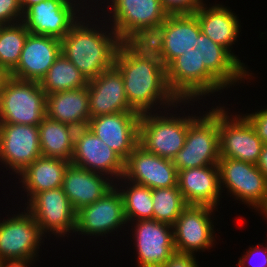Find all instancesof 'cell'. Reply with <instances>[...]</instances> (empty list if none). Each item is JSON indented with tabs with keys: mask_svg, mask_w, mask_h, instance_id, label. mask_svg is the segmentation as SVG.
<instances>
[{
	"mask_svg": "<svg viewBox=\"0 0 267 267\" xmlns=\"http://www.w3.org/2000/svg\"><path fill=\"white\" fill-rule=\"evenodd\" d=\"M166 78L179 101H198L201 105L200 100L206 101L207 96L236 88L246 80L249 83L255 76L201 31L190 48L166 67Z\"/></svg>",
	"mask_w": 267,
	"mask_h": 267,
	"instance_id": "6da1fadb",
	"label": "cell"
},
{
	"mask_svg": "<svg viewBox=\"0 0 267 267\" xmlns=\"http://www.w3.org/2000/svg\"><path fill=\"white\" fill-rule=\"evenodd\" d=\"M114 67L122 74L131 111L159 112L179 102L169 89L166 67L146 42H121Z\"/></svg>",
	"mask_w": 267,
	"mask_h": 267,
	"instance_id": "7a4b0ae2",
	"label": "cell"
},
{
	"mask_svg": "<svg viewBox=\"0 0 267 267\" xmlns=\"http://www.w3.org/2000/svg\"><path fill=\"white\" fill-rule=\"evenodd\" d=\"M93 13L86 12L61 39V53L88 81L114 66L122 42L107 21Z\"/></svg>",
	"mask_w": 267,
	"mask_h": 267,
	"instance_id": "3957f363",
	"label": "cell"
},
{
	"mask_svg": "<svg viewBox=\"0 0 267 267\" xmlns=\"http://www.w3.org/2000/svg\"><path fill=\"white\" fill-rule=\"evenodd\" d=\"M106 4L98 15L102 13L122 42H146L169 15L160 0H107Z\"/></svg>",
	"mask_w": 267,
	"mask_h": 267,
	"instance_id": "277c9868",
	"label": "cell"
},
{
	"mask_svg": "<svg viewBox=\"0 0 267 267\" xmlns=\"http://www.w3.org/2000/svg\"><path fill=\"white\" fill-rule=\"evenodd\" d=\"M195 102L179 101L168 109L142 114L139 120V145L150 153L172 160L183 148L190 125V113H185V107L190 111V105L198 106Z\"/></svg>",
	"mask_w": 267,
	"mask_h": 267,
	"instance_id": "5b68a950",
	"label": "cell"
},
{
	"mask_svg": "<svg viewBox=\"0 0 267 267\" xmlns=\"http://www.w3.org/2000/svg\"><path fill=\"white\" fill-rule=\"evenodd\" d=\"M198 111L197 114H190L185 144L172 159L177 171L218 165L220 159L218 106L214 105L211 108L206 106V111L202 112L201 109Z\"/></svg>",
	"mask_w": 267,
	"mask_h": 267,
	"instance_id": "8992f818",
	"label": "cell"
},
{
	"mask_svg": "<svg viewBox=\"0 0 267 267\" xmlns=\"http://www.w3.org/2000/svg\"><path fill=\"white\" fill-rule=\"evenodd\" d=\"M46 117V94L37 81L11 77L0 93V124L38 126Z\"/></svg>",
	"mask_w": 267,
	"mask_h": 267,
	"instance_id": "52a82bcc",
	"label": "cell"
},
{
	"mask_svg": "<svg viewBox=\"0 0 267 267\" xmlns=\"http://www.w3.org/2000/svg\"><path fill=\"white\" fill-rule=\"evenodd\" d=\"M221 192L259 213L267 203V179L256 164L220 157Z\"/></svg>",
	"mask_w": 267,
	"mask_h": 267,
	"instance_id": "ba28073f",
	"label": "cell"
},
{
	"mask_svg": "<svg viewBox=\"0 0 267 267\" xmlns=\"http://www.w3.org/2000/svg\"><path fill=\"white\" fill-rule=\"evenodd\" d=\"M23 210L21 213L12 210L13 214L6 215L7 219H0V259L3 261L39 259V249L48 238L33 215L25 207Z\"/></svg>",
	"mask_w": 267,
	"mask_h": 267,
	"instance_id": "9c48e42d",
	"label": "cell"
},
{
	"mask_svg": "<svg viewBox=\"0 0 267 267\" xmlns=\"http://www.w3.org/2000/svg\"><path fill=\"white\" fill-rule=\"evenodd\" d=\"M221 104H217L220 157L256 164L264 145L262 140L242 113H231Z\"/></svg>",
	"mask_w": 267,
	"mask_h": 267,
	"instance_id": "30bf717a",
	"label": "cell"
},
{
	"mask_svg": "<svg viewBox=\"0 0 267 267\" xmlns=\"http://www.w3.org/2000/svg\"><path fill=\"white\" fill-rule=\"evenodd\" d=\"M216 211L219 212L211 206L187 205L173 225L175 251L196 255L215 247Z\"/></svg>",
	"mask_w": 267,
	"mask_h": 267,
	"instance_id": "8fae6325",
	"label": "cell"
},
{
	"mask_svg": "<svg viewBox=\"0 0 267 267\" xmlns=\"http://www.w3.org/2000/svg\"><path fill=\"white\" fill-rule=\"evenodd\" d=\"M127 225L123 198L114 185L96 202L77 211L74 236L83 234L96 239L100 236L108 237L109 234H115V231L120 232L119 230L124 228L127 231Z\"/></svg>",
	"mask_w": 267,
	"mask_h": 267,
	"instance_id": "7c38bea8",
	"label": "cell"
},
{
	"mask_svg": "<svg viewBox=\"0 0 267 267\" xmlns=\"http://www.w3.org/2000/svg\"><path fill=\"white\" fill-rule=\"evenodd\" d=\"M26 205L46 236L68 239L75 233L77 212L62 187L37 193Z\"/></svg>",
	"mask_w": 267,
	"mask_h": 267,
	"instance_id": "4fadbf2b",
	"label": "cell"
},
{
	"mask_svg": "<svg viewBox=\"0 0 267 267\" xmlns=\"http://www.w3.org/2000/svg\"><path fill=\"white\" fill-rule=\"evenodd\" d=\"M86 12L74 0H44L30 6L22 22L32 34L61 40Z\"/></svg>",
	"mask_w": 267,
	"mask_h": 267,
	"instance_id": "5bb4252c",
	"label": "cell"
},
{
	"mask_svg": "<svg viewBox=\"0 0 267 267\" xmlns=\"http://www.w3.org/2000/svg\"><path fill=\"white\" fill-rule=\"evenodd\" d=\"M128 226L137 267H161L175 253L173 226L154 219L129 222Z\"/></svg>",
	"mask_w": 267,
	"mask_h": 267,
	"instance_id": "9a60e30c",
	"label": "cell"
},
{
	"mask_svg": "<svg viewBox=\"0 0 267 267\" xmlns=\"http://www.w3.org/2000/svg\"><path fill=\"white\" fill-rule=\"evenodd\" d=\"M200 32L201 27L194 14H169L146 43L167 67L190 48Z\"/></svg>",
	"mask_w": 267,
	"mask_h": 267,
	"instance_id": "2e32d148",
	"label": "cell"
},
{
	"mask_svg": "<svg viewBox=\"0 0 267 267\" xmlns=\"http://www.w3.org/2000/svg\"><path fill=\"white\" fill-rule=\"evenodd\" d=\"M41 155L38 126L0 124V163L11 175H18Z\"/></svg>",
	"mask_w": 267,
	"mask_h": 267,
	"instance_id": "e0dca14e",
	"label": "cell"
},
{
	"mask_svg": "<svg viewBox=\"0 0 267 267\" xmlns=\"http://www.w3.org/2000/svg\"><path fill=\"white\" fill-rule=\"evenodd\" d=\"M71 164L103 174L114 183L124 172V160L88 127L76 129Z\"/></svg>",
	"mask_w": 267,
	"mask_h": 267,
	"instance_id": "ac0fdd59",
	"label": "cell"
},
{
	"mask_svg": "<svg viewBox=\"0 0 267 267\" xmlns=\"http://www.w3.org/2000/svg\"><path fill=\"white\" fill-rule=\"evenodd\" d=\"M123 179L150 189L177 186L173 161L148 152L139 144L124 161Z\"/></svg>",
	"mask_w": 267,
	"mask_h": 267,
	"instance_id": "d6986e66",
	"label": "cell"
},
{
	"mask_svg": "<svg viewBox=\"0 0 267 267\" xmlns=\"http://www.w3.org/2000/svg\"><path fill=\"white\" fill-rule=\"evenodd\" d=\"M136 112H117L90 118L87 127L124 161L139 144V120Z\"/></svg>",
	"mask_w": 267,
	"mask_h": 267,
	"instance_id": "ffe728a7",
	"label": "cell"
},
{
	"mask_svg": "<svg viewBox=\"0 0 267 267\" xmlns=\"http://www.w3.org/2000/svg\"><path fill=\"white\" fill-rule=\"evenodd\" d=\"M60 54V39L29 33L11 77L40 82Z\"/></svg>",
	"mask_w": 267,
	"mask_h": 267,
	"instance_id": "44dd1931",
	"label": "cell"
},
{
	"mask_svg": "<svg viewBox=\"0 0 267 267\" xmlns=\"http://www.w3.org/2000/svg\"><path fill=\"white\" fill-rule=\"evenodd\" d=\"M204 2L193 14L197 17L201 31L215 43L225 47L248 71L249 67L234 54L233 44L240 37L241 24L237 14L223 3ZM213 4V5H212Z\"/></svg>",
	"mask_w": 267,
	"mask_h": 267,
	"instance_id": "7402d4cb",
	"label": "cell"
},
{
	"mask_svg": "<svg viewBox=\"0 0 267 267\" xmlns=\"http://www.w3.org/2000/svg\"><path fill=\"white\" fill-rule=\"evenodd\" d=\"M90 118L131 111L122 74L113 66L88 82Z\"/></svg>",
	"mask_w": 267,
	"mask_h": 267,
	"instance_id": "603a6c76",
	"label": "cell"
},
{
	"mask_svg": "<svg viewBox=\"0 0 267 267\" xmlns=\"http://www.w3.org/2000/svg\"><path fill=\"white\" fill-rule=\"evenodd\" d=\"M177 185L187 205H205L219 209L223 197L218 165L179 170Z\"/></svg>",
	"mask_w": 267,
	"mask_h": 267,
	"instance_id": "cb8c5ba5",
	"label": "cell"
},
{
	"mask_svg": "<svg viewBox=\"0 0 267 267\" xmlns=\"http://www.w3.org/2000/svg\"><path fill=\"white\" fill-rule=\"evenodd\" d=\"M114 186L107 176L69 164L63 176L62 189L74 210L91 205Z\"/></svg>",
	"mask_w": 267,
	"mask_h": 267,
	"instance_id": "d4e9b609",
	"label": "cell"
},
{
	"mask_svg": "<svg viewBox=\"0 0 267 267\" xmlns=\"http://www.w3.org/2000/svg\"><path fill=\"white\" fill-rule=\"evenodd\" d=\"M69 164V161L41 155L15 176L19 181L16 184L20 183L22 186L19 190L22 188L21 192L27 194L23 206H26L37 193L62 187L63 176Z\"/></svg>",
	"mask_w": 267,
	"mask_h": 267,
	"instance_id": "484cf974",
	"label": "cell"
},
{
	"mask_svg": "<svg viewBox=\"0 0 267 267\" xmlns=\"http://www.w3.org/2000/svg\"><path fill=\"white\" fill-rule=\"evenodd\" d=\"M46 116L78 128L90 120L88 86L46 95Z\"/></svg>",
	"mask_w": 267,
	"mask_h": 267,
	"instance_id": "4316f807",
	"label": "cell"
},
{
	"mask_svg": "<svg viewBox=\"0 0 267 267\" xmlns=\"http://www.w3.org/2000/svg\"><path fill=\"white\" fill-rule=\"evenodd\" d=\"M42 156L69 161L74 149L76 128L47 116L38 125Z\"/></svg>",
	"mask_w": 267,
	"mask_h": 267,
	"instance_id": "83f0119b",
	"label": "cell"
},
{
	"mask_svg": "<svg viewBox=\"0 0 267 267\" xmlns=\"http://www.w3.org/2000/svg\"><path fill=\"white\" fill-rule=\"evenodd\" d=\"M88 80L62 53L54 61L46 75L41 79L40 86L46 95L88 86Z\"/></svg>",
	"mask_w": 267,
	"mask_h": 267,
	"instance_id": "f1b7e54d",
	"label": "cell"
},
{
	"mask_svg": "<svg viewBox=\"0 0 267 267\" xmlns=\"http://www.w3.org/2000/svg\"><path fill=\"white\" fill-rule=\"evenodd\" d=\"M114 185L120 191L124 202L127 222L153 219L152 189L122 177Z\"/></svg>",
	"mask_w": 267,
	"mask_h": 267,
	"instance_id": "f546056e",
	"label": "cell"
},
{
	"mask_svg": "<svg viewBox=\"0 0 267 267\" xmlns=\"http://www.w3.org/2000/svg\"><path fill=\"white\" fill-rule=\"evenodd\" d=\"M29 30L21 21L0 27V65L10 72L17 66Z\"/></svg>",
	"mask_w": 267,
	"mask_h": 267,
	"instance_id": "4dcf8cb0",
	"label": "cell"
},
{
	"mask_svg": "<svg viewBox=\"0 0 267 267\" xmlns=\"http://www.w3.org/2000/svg\"><path fill=\"white\" fill-rule=\"evenodd\" d=\"M153 219L173 226L187 206L177 186L152 189Z\"/></svg>",
	"mask_w": 267,
	"mask_h": 267,
	"instance_id": "1f68e13d",
	"label": "cell"
},
{
	"mask_svg": "<svg viewBox=\"0 0 267 267\" xmlns=\"http://www.w3.org/2000/svg\"><path fill=\"white\" fill-rule=\"evenodd\" d=\"M260 244L254 245L253 247L250 246L244 254H241L243 256L238 258L236 267H267V245ZM253 258L258 259L254 260Z\"/></svg>",
	"mask_w": 267,
	"mask_h": 267,
	"instance_id": "d6a6232c",
	"label": "cell"
},
{
	"mask_svg": "<svg viewBox=\"0 0 267 267\" xmlns=\"http://www.w3.org/2000/svg\"><path fill=\"white\" fill-rule=\"evenodd\" d=\"M21 0H0V24H15L22 21Z\"/></svg>",
	"mask_w": 267,
	"mask_h": 267,
	"instance_id": "836d02e7",
	"label": "cell"
},
{
	"mask_svg": "<svg viewBox=\"0 0 267 267\" xmlns=\"http://www.w3.org/2000/svg\"><path fill=\"white\" fill-rule=\"evenodd\" d=\"M169 14H193L204 0H160Z\"/></svg>",
	"mask_w": 267,
	"mask_h": 267,
	"instance_id": "e575fe53",
	"label": "cell"
},
{
	"mask_svg": "<svg viewBox=\"0 0 267 267\" xmlns=\"http://www.w3.org/2000/svg\"><path fill=\"white\" fill-rule=\"evenodd\" d=\"M255 129L257 136L267 145V106L252 113L243 114Z\"/></svg>",
	"mask_w": 267,
	"mask_h": 267,
	"instance_id": "d590c367",
	"label": "cell"
},
{
	"mask_svg": "<svg viewBox=\"0 0 267 267\" xmlns=\"http://www.w3.org/2000/svg\"><path fill=\"white\" fill-rule=\"evenodd\" d=\"M196 255L176 252L161 267H201Z\"/></svg>",
	"mask_w": 267,
	"mask_h": 267,
	"instance_id": "8d00e7d4",
	"label": "cell"
},
{
	"mask_svg": "<svg viewBox=\"0 0 267 267\" xmlns=\"http://www.w3.org/2000/svg\"><path fill=\"white\" fill-rule=\"evenodd\" d=\"M75 2H77L85 11H87V12H94V9H95V11L97 12L99 9H100V5H101V7H102V3L103 4H105L106 3V0H74ZM87 1L89 2V3H87ZM100 1V3H98ZM95 4H94V3ZM97 4V5H96ZM91 6V7H90ZM96 7H97V9H96ZM88 10H87V9ZM90 8V9H89ZM92 10V11H91Z\"/></svg>",
	"mask_w": 267,
	"mask_h": 267,
	"instance_id": "74e56055",
	"label": "cell"
},
{
	"mask_svg": "<svg viewBox=\"0 0 267 267\" xmlns=\"http://www.w3.org/2000/svg\"><path fill=\"white\" fill-rule=\"evenodd\" d=\"M258 169L264 174L267 179V145L264 144L261 149L259 159L256 163Z\"/></svg>",
	"mask_w": 267,
	"mask_h": 267,
	"instance_id": "f35d334b",
	"label": "cell"
},
{
	"mask_svg": "<svg viewBox=\"0 0 267 267\" xmlns=\"http://www.w3.org/2000/svg\"><path fill=\"white\" fill-rule=\"evenodd\" d=\"M36 260L39 259H32V260H4L2 267H30L33 266Z\"/></svg>",
	"mask_w": 267,
	"mask_h": 267,
	"instance_id": "ab89813d",
	"label": "cell"
},
{
	"mask_svg": "<svg viewBox=\"0 0 267 267\" xmlns=\"http://www.w3.org/2000/svg\"><path fill=\"white\" fill-rule=\"evenodd\" d=\"M10 78L11 72L5 66L0 65V93L5 88Z\"/></svg>",
	"mask_w": 267,
	"mask_h": 267,
	"instance_id": "60d3db41",
	"label": "cell"
},
{
	"mask_svg": "<svg viewBox=\"0 0 267 267\" xmlns=\"http://www.w3.org/2000/svg\"><path fill=\"white\" fill-rule=\"evenodd\" d=\"M41 1H44V0H21V7H22V10H23V13L32 5H35V4H38L40 3Z\"/></svg>",
	"mask_w": 267,
	"mask_h": 267,
	"instance_id": "b9f144b4",
	"label": "cell"
},
{
	"mask_svg": "<svg viewBox=\"0 0 267 267\" xmlns=\"http://www.w3.org/2000/svg\"><path fill=\"white\" fill-rule=\"evenodd\" d=\"M259 214H260V216L263 215V220L265 218H266L265 220H267V203H266L265 207L259 212Z\"/></svg>",
	"mask_w": 267,
	"mask_h": 267,
	"instance_id": "7bdbcfd3",
	"label": "cell"
},
{
	"mask_svg": "<svg viewBox=\"0 0 267 267\" xmlns=\"http://www.w3.org/2000/svg\"><path fill=\"white\" fill-rule=\"evenodd\" d=\"M3 264V260L0 259V267H2Z\"/></svg>",
	"mask_w": 267,
	"mask_h": 267,
	"instance_id": "ee69618b",
	"label": "cell"
}]
</instances>
